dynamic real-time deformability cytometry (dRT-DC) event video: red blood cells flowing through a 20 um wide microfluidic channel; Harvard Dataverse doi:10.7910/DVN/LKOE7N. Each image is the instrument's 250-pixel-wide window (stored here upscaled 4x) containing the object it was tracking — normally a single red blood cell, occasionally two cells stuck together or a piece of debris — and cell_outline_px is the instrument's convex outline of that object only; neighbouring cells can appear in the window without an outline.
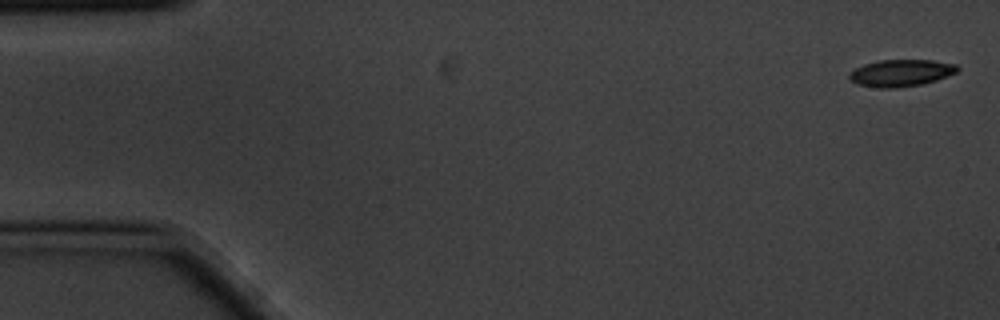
{"species": "common noctule bat (a hibernating species)", "species_latin": "Nyctalus noctula", "temperature_condition": "cold", "stored_images_in_passage": 5, "camera_frame_rate_fps": 3000, "um_per_image_px": 0.085, "animal": {"sex": "male", "body_mass_g": 20.1, "forearm_length_mm": 53.5}, "frame": {"image": 1, "passage_image": 1, "time_ms": 0.0, "image_size_px": [1000, 320], "cell_outline_px": [[960, 68], [956, 72], [936, 80], [920, 84], [896, 88], [880, 88], [856, 84], [848, 76], [848, 72], [864, 64], [880, 60], [932, 60], [956, 64]], "centroid_in_image_um": [76.56, 6.2], "position_along_channel_um": 8.4, "area_um2": 16.88}}
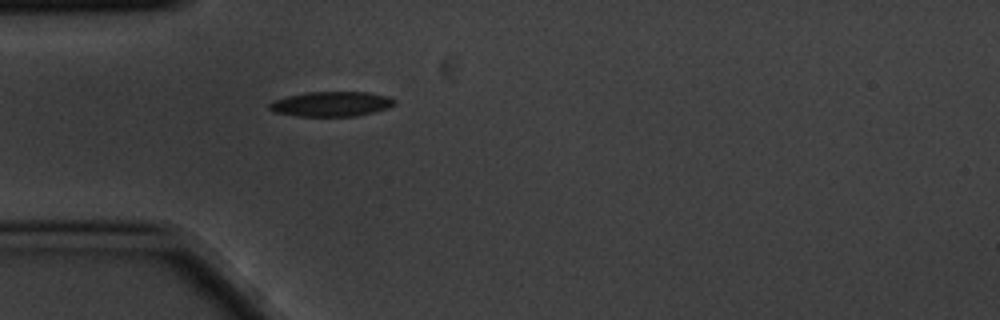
{"frame": {"image": 2, "passage_image": 5, "time_ms": 1.333, "image_size_px": [1000, 320], "cell_outline_px": [[396, 104], [388, 108], [356, 116], [296, 116], [272, 112], [268, 108], [268, 104], [272, 100], [288, 96], [308, 92], [368, 92], [388, 96], [396, 100]], "centroid_in_image_um": [28.14, 8.84], "position_along_channel_um": 56.9, "area_um2": 18.26}}